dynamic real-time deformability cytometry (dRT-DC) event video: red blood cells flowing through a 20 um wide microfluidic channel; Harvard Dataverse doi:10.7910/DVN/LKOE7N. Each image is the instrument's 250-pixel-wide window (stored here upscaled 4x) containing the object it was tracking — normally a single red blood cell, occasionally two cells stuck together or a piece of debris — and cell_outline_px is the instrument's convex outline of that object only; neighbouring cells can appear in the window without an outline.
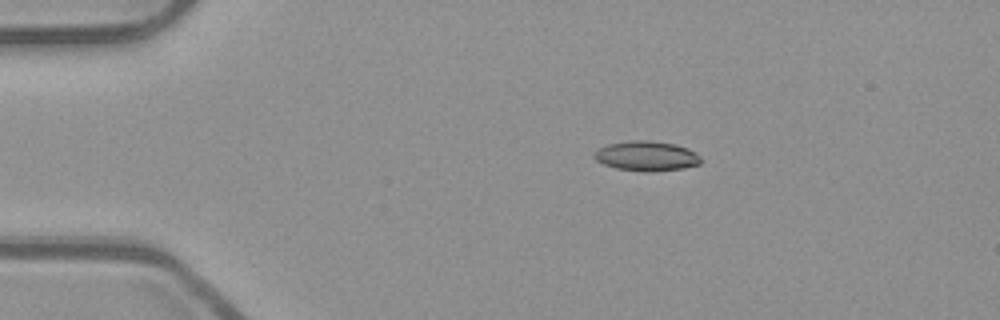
{"species": "common noctule bat (a hibernating species)", "species_latin": "Nyctalus noctula", "temperature_condition": "room temperature", "stored_images_in_passage": 44, "camera_frame_rate_fps": 3000, "um_per_image_px": 0.085, "animal": {"sex": "male", "body_mass_g": 23.1, "forearm_length_mm": 52.7}, "frame": {"image": 1, "passage_image": 1, "time_ms": 0.0, "image_size_px": [1000, 320], "cell_outline_px": [[700, 164], [684, 168], [648, 172], [644, 172], [616, 168], [604, 164], [596, 160], [592, 156], [592, 152], [608, 144], [636, 140], [648, 140], [676, 144], [688, 148], [700, 156]], "centroid_in_image_um": [54.94, 13.26], "position_along_channel_um": 30.1, "area_um2": 18.55}}
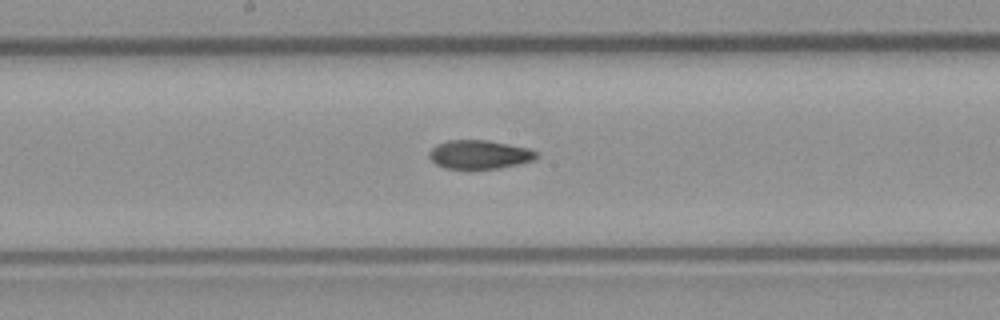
{"frame": {"image": 2, "passage_image": 19, "time_ms": 6.0, "image_size_px": [1000, 320], "cell_outline_px": [[540, 152], [532, 160], [500, 168], [468, 172], [444, 168], [436, 164], [428, 156], [428, 152], [436, 144], [448, 140], [488, 140], [528, 148]], "centroid_in_image_um": [40.69, 13.17], "position_along_channel_um": 207.5, "area_um2": 18.61}}
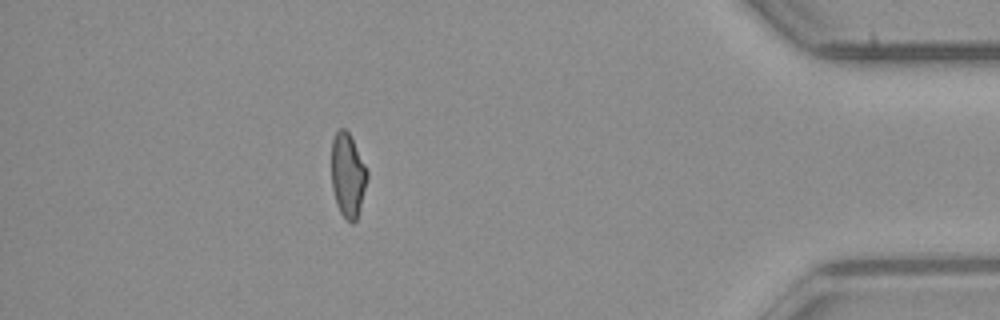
{"frame": {"image": 3, "passage_image": 38, "time_ms": 12.333, "image_size_px": [1000, 320], "cell_outline_px": [[368, 176], [360, 208], [356, 220], [352, 224], [340, 212], [336, 204], [332, 188], [332, 140], [336, 132], [340, 128], [344, 128], [348, 132], [368, 172]], "centroid_in_image_um": [29.55, 14.91], "position_along_channel_um": 405.7, "area_um2": 17.17}, "authors_computed_cell_mechanics": {"area_um2": 18.2648, "velocity_mm_per_s": 3.9112, "shape_relaxation_time_tau1_ms": null, "shape_relaxation_time_tau2_ms": 3.9636, "deformation_change_tau1": null, "deformation_change_tau2": 0.1054}}